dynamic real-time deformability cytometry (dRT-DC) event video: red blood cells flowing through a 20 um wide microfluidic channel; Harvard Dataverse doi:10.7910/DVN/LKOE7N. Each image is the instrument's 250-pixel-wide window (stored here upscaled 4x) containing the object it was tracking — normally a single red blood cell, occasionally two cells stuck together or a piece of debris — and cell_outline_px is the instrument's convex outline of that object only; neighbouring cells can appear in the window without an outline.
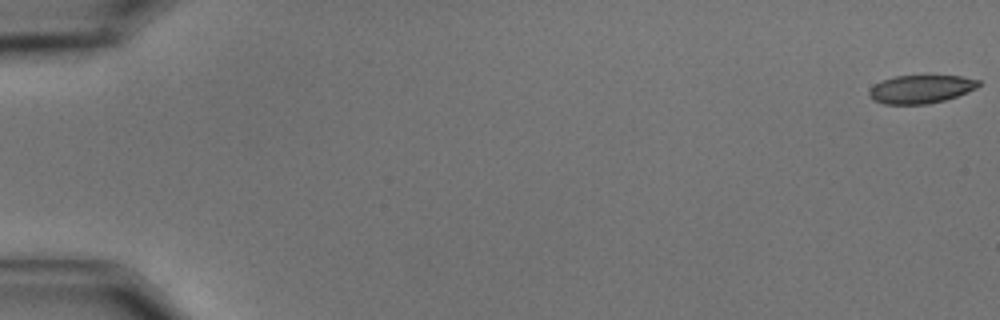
{"species": "common noctule bat (a hibernating species)", "species_latin": "Nyctalus noctula", "temperature_condition": "cold", "stored_images_in_passage": 51, "camera_frame_rate_fps": 3000, "um_per_image_px": 0.085, "animal": {"sex": "male", "body_mass_g": 15.6}, "frame": {"image": 1, "passage_image": 1, "time_ms": 0.0, "image_size_px": [1000, 320], "cell_outline_px": [[980, 84], [976, 88], [968, 92], [944, 100], [928, 104], [884, 104], [872, 100], [868, 96], [868, 92], [876, 84], [884, 80], [896, 76], [960, 76], [980, 80]], "centroid_in_image_um": [78.27, 7.59], "position_along_channel_um": 6.7, "area_um2": 17.86}}
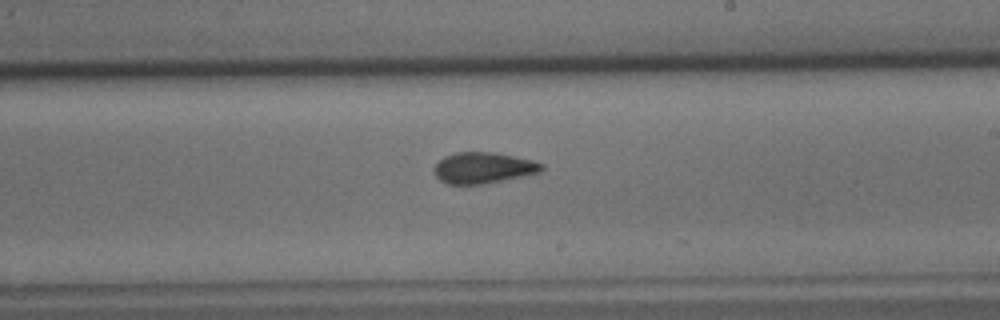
{"frame": {"image": 2, "passage_image": 35, "time_ms": 11.333, "image_size_px": [1000, 320], "cell_outline_px": [[544, 168], [540, 172], [484, 184], [448, 184], [440, 180], [436, 176], [436, 164], [444, 156], [456, 152], [496, 152], [532, 160], [544, 164]], "centroid_in_image_um": [41.1, 14.26], "position_along_channel_um": 247.9, "area_um2": 19.31}}
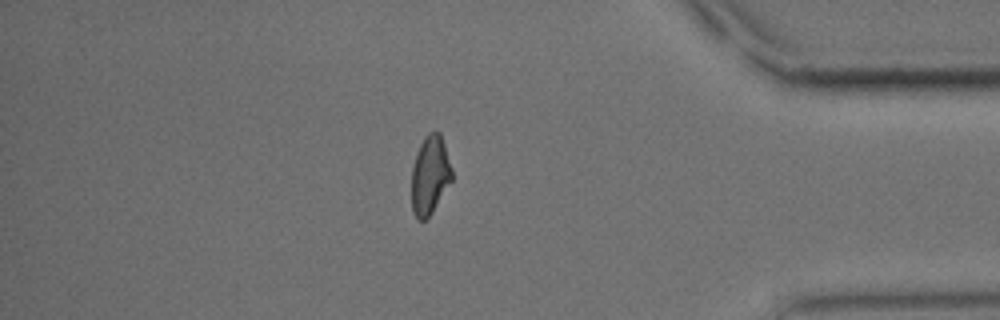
{"frame": {"image": 3, "passage_image": 50, "time_ms": 16.333, "image_size_px": [1000, 320], "cell_outline_px": [[452, 180], [432, 212], [424, 220], [420, 220], [412, 212], [412, 168], [416, 152], [424, 136], [428, 132], [440, 132], [452, 168]], "centroid_in_image_um": [36.54, 14.86], "position_along_channel_um": 398.7, "area_um2": 18.38}}